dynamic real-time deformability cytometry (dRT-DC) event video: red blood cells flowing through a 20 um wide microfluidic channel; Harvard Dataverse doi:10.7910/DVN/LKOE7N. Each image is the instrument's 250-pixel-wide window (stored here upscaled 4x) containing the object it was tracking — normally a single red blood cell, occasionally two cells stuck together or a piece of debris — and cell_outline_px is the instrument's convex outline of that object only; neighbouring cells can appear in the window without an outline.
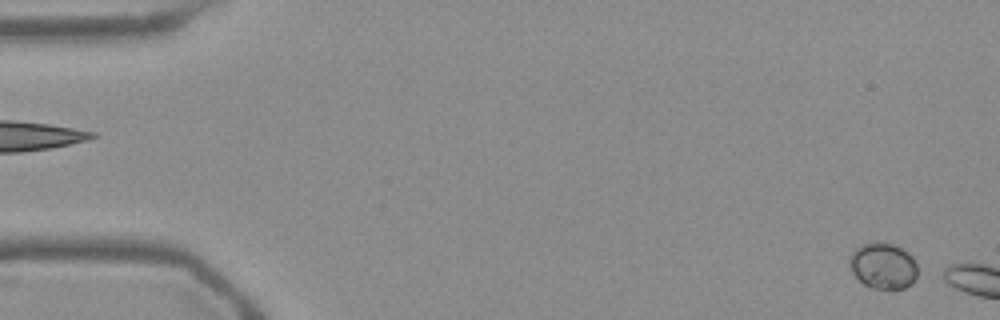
{"species": "Egyptian fruit bat (a non-hibernating species)", "species_latin": "Rousettus aegyptiacus", "temperature_condition": "warm", "stored_images_in_passage": 5, "camera_frame_rate_fps": 3000, "um_per_image_px": 0.085, "frame": {"image": 1, "passage_image": 1, "time_ms": 0.0, "image_size_px": [1000, 320], "cell_outline_px": [[916, 276], [912, 284], [904, 288], [872, 288], [864, 284], [852, 272], [848, 264], [848, 256], [856, 248], [864, 244], [892, 244], [908, 252], [912, 256], [916, 264]], "centroid_in_image_um": [75.05, 22.61], "position_along_channel_um": 10.0, "area_um2": 17.92}}